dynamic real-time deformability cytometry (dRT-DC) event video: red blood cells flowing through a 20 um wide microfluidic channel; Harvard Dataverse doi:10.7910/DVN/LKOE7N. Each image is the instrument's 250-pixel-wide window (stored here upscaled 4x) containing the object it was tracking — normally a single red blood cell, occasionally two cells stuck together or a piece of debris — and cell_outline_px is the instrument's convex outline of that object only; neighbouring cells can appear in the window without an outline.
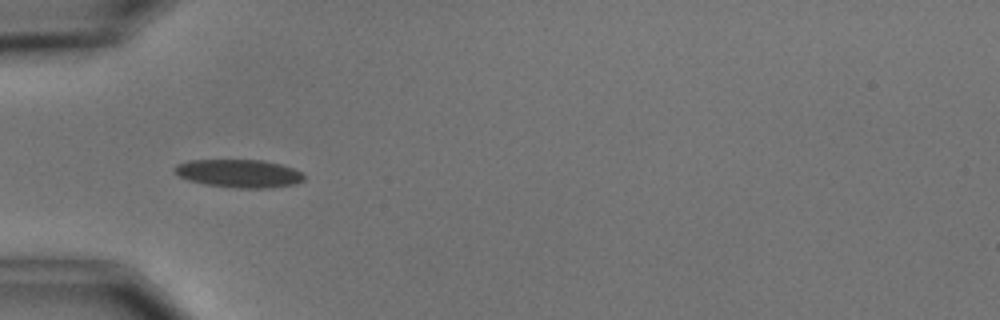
{"species": "common noctule bat (a hibernating species)", "species_latin": "Nyctalus noctula", "temperature_condition": "cold", "stored_images_in_passage": 5, "camera_frame_rate_fps": 3000, "um_per_image_px": 0.085, "animal": {"sex": "male", "body_mass_g": 15.6}, "frame": {"image": 1, "passage_image": 4, "time_ms": 3.667, "image_size_px": [1000, 320], "cell_outline_px": [[304, 180], [296, 184], [272, 188], [236, 188], [204, 184], [188, 180], [172, 172], [172, 168], [176, 164], [188, 160], [264, 160], [280, 164], [304, 172]], "centroid_in_image_um": [20.3, 14.74], "position_along_channel_um": 64.7, "area_um2": 21.5}}